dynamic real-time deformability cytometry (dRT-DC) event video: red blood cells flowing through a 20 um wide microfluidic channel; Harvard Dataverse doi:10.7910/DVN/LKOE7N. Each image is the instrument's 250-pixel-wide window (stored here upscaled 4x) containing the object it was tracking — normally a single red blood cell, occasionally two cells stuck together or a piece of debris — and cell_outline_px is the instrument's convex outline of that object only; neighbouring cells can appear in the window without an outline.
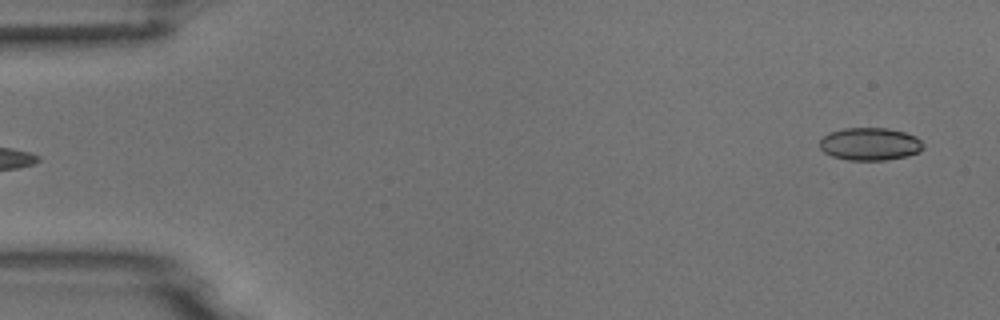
{"species": "common noctule bat (a hibernating species)", "species_latin": "Nyctalus noctula", "temperature_condition": "room temperature", "stored_images_in_passage": 5, "camera_frame_rate_fps": 3000, "um_per_image_px": 0.085, "animal": {"sex": "male", "body_mass_g": 18.8}, "frame": {"image": 1, "passage_image": 5, "time_ms": 4.667, "image_size_px": [1000, 320], "cell_outline_px": [[924, 148], [920, 152], [908, 156], [884, 160], [848, 160], [832, 156], [824, 152], [820, 148], [820, 140], [828, 132], [844, 128], [888, 128], [904, 132], [916, 136], [924, 144]], "centroid_in_image_um": [73.96, 12.24], "position_along_channel_um": 11.0, "area_um2": 19.88}}